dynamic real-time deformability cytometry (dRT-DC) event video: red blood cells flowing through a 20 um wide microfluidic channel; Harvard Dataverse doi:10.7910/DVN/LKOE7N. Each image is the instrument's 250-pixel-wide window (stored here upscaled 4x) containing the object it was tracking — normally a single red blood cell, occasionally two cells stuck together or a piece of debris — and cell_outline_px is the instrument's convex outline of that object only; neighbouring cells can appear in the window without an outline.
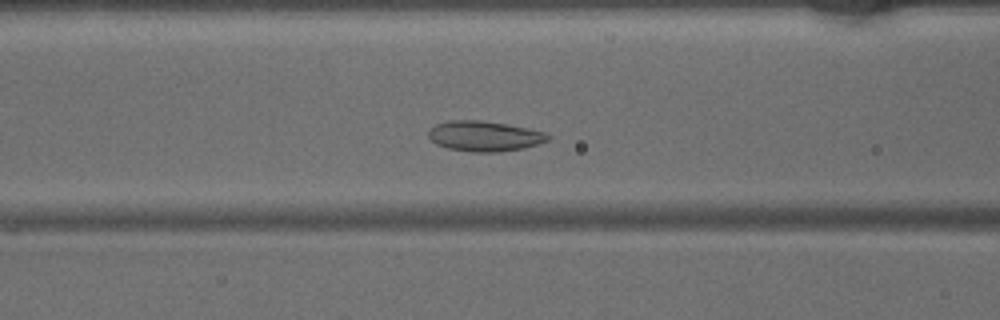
{"species": "common noctule bat (a hibernating species)", "species_latin": "Nyctalus noctula", "temperature_condition": "warm", "stored_images_in_passage": 50, "camera_frame_rate_fps": 3000, "um_per_image_px": 0.085, "animal": {"sex": "male", "body_mass_g": 15.6}, "frame": {"image": 1, "passage_image": 20, "time_ms": 6.333, "image_size_px": [1000, 320], "cell_outline_px": [[552, 136], [548, 140], [524, 148], [500, 152], [472, 152], [448, 148], [436, 144], [428, 136], [428, 132], [436, 124], [452, 120], [480, 120], [528, 128], [548, 132]], "centroid_in_image_um": [41.21, 11.57], "position_along_channel_um": 125.4, "area_um2": 21.04}}
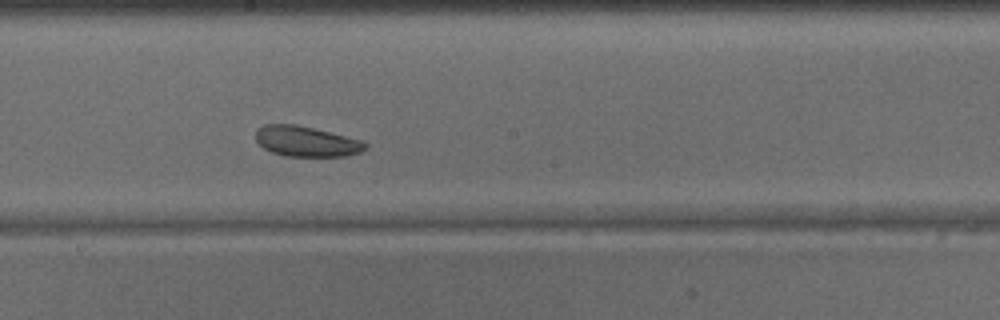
{"frame": {"image": 2, "passage_image": 27, "time_ms": 8.667, "image_size_px": [1000, 320], "cell_outline_px": [[368, 148], [360, 152], [348, 156], [284, 156], [272, 152], [264, 148], [256, 140], [256, 128], [264, 124], [296, 124], [364, 140], [368, 144]], "centroid_in_image_um": [26.06, 12.01], "position_along_channel_um": 222.1, "area_um2": 19.59}}
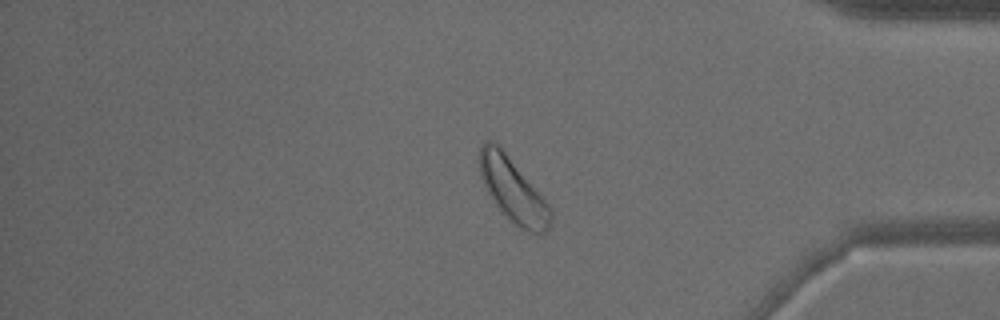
{"frame": {"image": 3, "passage_image": 41, "time_ms": 13.333, "image_size_px": [1000, 320], "cell_outline_px": [[552, 224], [540, 236], [520, 228], [496, 204], [488, 192], [480, 176], [480, 144], [484, 140], [492, 140], [504, 152], [548, 204], [552, 212]], "centroid_in_image_um": [43.61, 16.19], "position_along_channel_um": 391.6, "area_um2": 25.55}}